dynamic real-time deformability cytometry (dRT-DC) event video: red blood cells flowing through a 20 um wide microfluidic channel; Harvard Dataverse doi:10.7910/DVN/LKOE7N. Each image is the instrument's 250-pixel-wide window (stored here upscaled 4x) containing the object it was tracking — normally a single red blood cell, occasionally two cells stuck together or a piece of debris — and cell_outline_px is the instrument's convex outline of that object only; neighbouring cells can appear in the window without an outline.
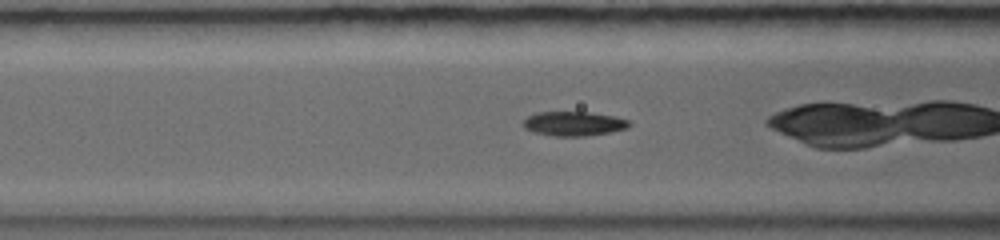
{"species": "common noctule bat (a hibernating species)", "species_latin": "Nyctalus noctula", "temperature_condition": "warm", "stored_images_in_passage": 81, "camera_frame_rate_fps": 5000, "um_per_image_px": 0.085, "animal": {"sex": "female", "body_mass_g": 19.0, "forearm_length_mm": 56.7}, "frame": {"image": 1, "passage_image": 5, "time_ms": 1.4, "image_size_px": [1000, 240], "cell_outline_px": [[632, 124], [628, 128], [612, 132], [584, 136], [552, 136], [532, 132], [524, 128], [524, 120], [528, 116], [536, 112], [588, 112], [616, 116], [628, 120]], "centroid_in_image_um": [48.79, 10.51], "position_along_channel_um": 117.8, "area_um2": 15.2}}
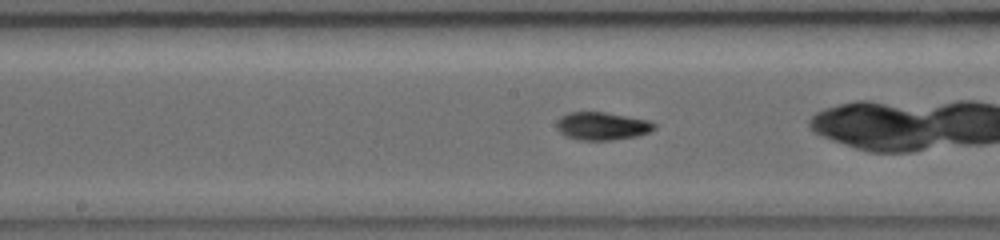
{"frame": {"image": 2, "passage_image": 19, "time_ms": 3.4, "image_size_px": [1000, 240], "cell_outline_px": [[656, 128], [648, 132], [636, 136], [612, 140], [580, 140], [564, 136], [556, 128], [556, 120], [560, 116], [568, 112], [604, 112], [628, 116], [648, 120], [656, 124]], "centroid_in_image_um": [51.14, 10.71], "position_along_channel_um": 197.1, "area_um2": 16.01}}
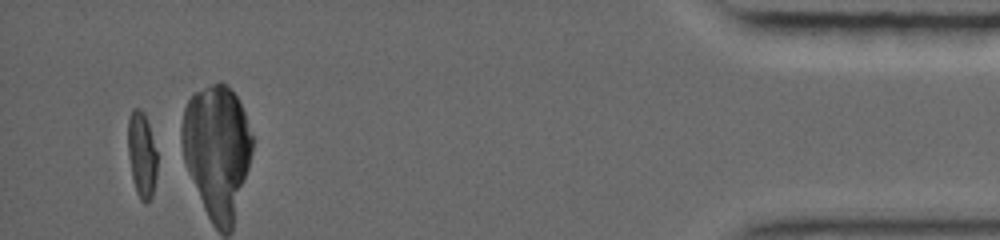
{"frame": {"image": 3, "passage_image": 75, "time_ms": 11.6, "image_size_px": [1000, 240], "cell_outline_px": [[156, 176], [152, 196], [144, 204], [140, 200], [136, 192], [132, 176], [128, 156], [128, 120], [132, 108], [140, 108], [144, 112], [148, 124], [156, 152]], "centroid_in_image_um": [12.03, 13.15], "position_along_channel_um": 423.2, "area_um2": 14.45}}